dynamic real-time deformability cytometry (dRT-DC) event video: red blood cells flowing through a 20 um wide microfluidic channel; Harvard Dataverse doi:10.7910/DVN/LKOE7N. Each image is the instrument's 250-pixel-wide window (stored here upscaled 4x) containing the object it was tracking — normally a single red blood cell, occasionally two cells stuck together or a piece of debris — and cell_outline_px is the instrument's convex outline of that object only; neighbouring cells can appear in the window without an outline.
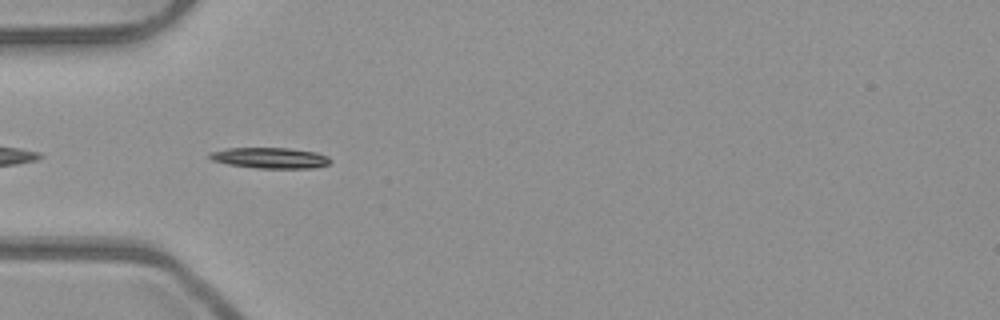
{"species": "common noctule bat (a hibernating species)", "species_latin": "Nyctalus noctula", "temperature_condition": "room temperature", "stored_images_in_passage": 6, "camera_frame_rate_fps": 3000, "um_per_image_px": 0.085, "animal": {"sex": "male", "body_mass_g": 23.1, "forearm_length_mm": 52.7}, "frame": {"image": 1, "passage_image": 4, "time_ms": 1.0, "image_size_px": [1000, 320], "cell_outline_px": [[332, 160], [328, 164], [316, 168], [256, 168], [228, 164], [212, 160], [208, 156], [208, 152], [228, 148], [288, 148], [316, 152], [328, 156]], "centroid_in_image_um": [22.96, 13.42], "position_along_channel_um": 62.0, "area_um2": 14.68}}
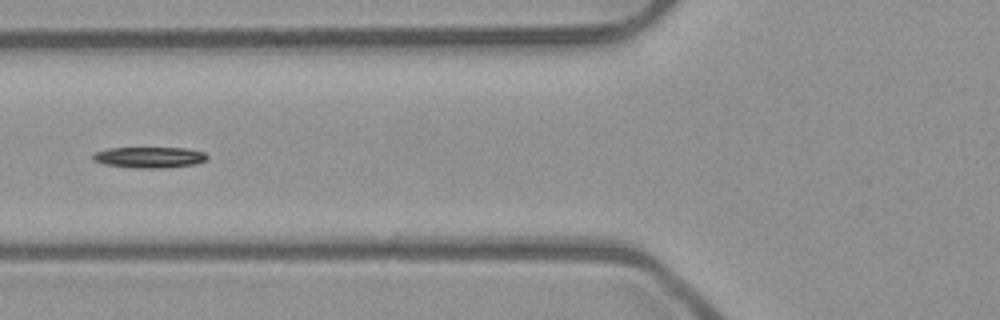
{"frame": {"image": 2, "passage_image": 5, "time_ms": 1.333, "image_size_px": [1000, 320], "cell_outline_px": [[208, 156], [204, 160], [196, 164], [164, 168], [136, 168], [104, 164], [92, 160], [92, 156], [96, 152], [108, 148], [184, 148], [204, 152]], "centroid_in_image_um": [12.68, 13.37], "position_along_channel_um": 113.1, "area_um2": 13.87}}
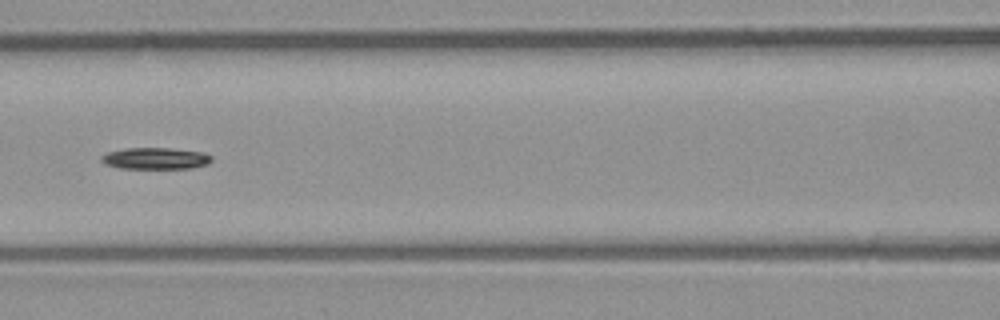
{"frame": {"image": 3, "passage_image": 6, "time_ms": 1.667, "image_size_px": [1000, 320], "cell_outline_px": [[212, 160], [208, 164], [192, 168], [120, 168], [104, 164], [100, 160], [100, 156], [108, 152], [124, 148], [168, 148], [204, 152], [212, 156]], "centroid_in_image_um": [13.21, 13.46], "position_along_channel_um": 153.4, "area_um2": 13.93}}